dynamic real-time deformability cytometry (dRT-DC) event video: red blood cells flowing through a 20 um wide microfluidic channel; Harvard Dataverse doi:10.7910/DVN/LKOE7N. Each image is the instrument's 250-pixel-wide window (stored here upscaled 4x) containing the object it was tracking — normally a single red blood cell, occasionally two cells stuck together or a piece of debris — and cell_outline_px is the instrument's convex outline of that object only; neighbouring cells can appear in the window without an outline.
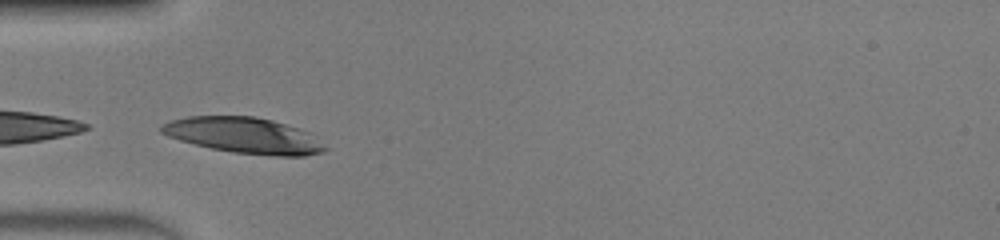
{"species": "human", "species_latin": "Homo sapiens", "temperature_condition": "warm", "stored_images_in_passage": 7, "camera_frame_rate_fps": 3000, "um_per_image_px": 0.085, "donor": {"sex": "male"}, "frame": {"image": 1, "passage_image": 1, "time_ms": 0.0, "image_size_px": [1000, 240], "cell_outline_px": [[328, 148], [324, 152], [304, 156], [276, 156], [232, 152], [212, 148], [180, 140], [168, 136], [160, 132], [160, 128], [168, 120], [188, 116], [256, 116], [272, 120], [300, 128], [308, 132]], "centroid_in_image_um": [20.75, 11.5], "position_along_channel_um": 64.3, "area_um2": 34.1}}
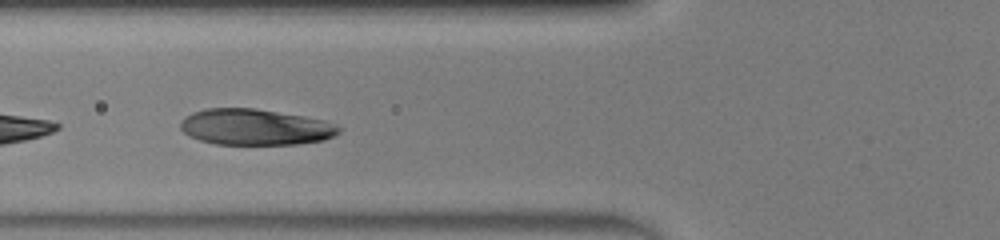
{"frame": {"image": 2, "passage_image": 4, "time_ms": 1.0, "image_size_px": [1000, 240], "cell_outline_px": [[340, 132], [336, 136], [324, 140], [296, 144], [216, 144], [200, 140], [188, 136], [180, 128], [180, 120], [184, 116], [192, 112], [204, 108], [256, 108], [304, 116], [324, 120], [336, 124], [340, 128]], "centroid_in_image_um": [21.68, 10.79], "position_along_channel_um": 104.1, "area_um2": 33.58}}